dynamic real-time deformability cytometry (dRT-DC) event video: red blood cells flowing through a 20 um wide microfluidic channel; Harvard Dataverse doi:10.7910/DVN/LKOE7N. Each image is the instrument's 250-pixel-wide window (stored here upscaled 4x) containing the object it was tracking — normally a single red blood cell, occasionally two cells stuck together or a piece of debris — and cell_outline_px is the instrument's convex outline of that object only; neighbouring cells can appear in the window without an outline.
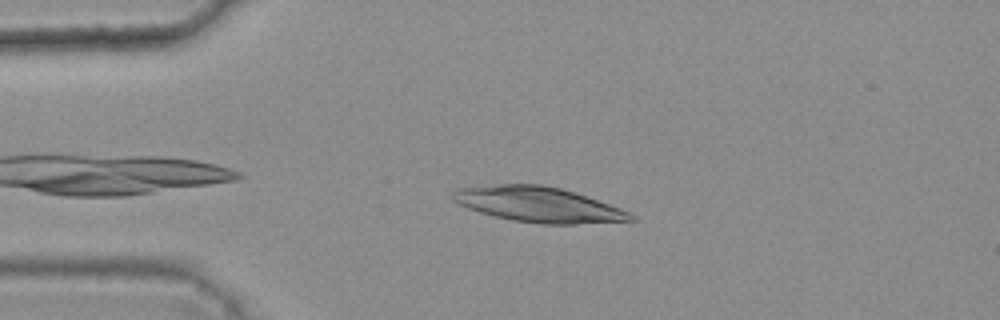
{"species": "common noctule bat (a hibernating species)", "species_latin": "Nyctalus noctula", "temperature_condition": "warm", "stored_images_in_passage": 3, "camera_frame_rate_fps": 3000, "um_per_image_px": 0.085, "animal": {"sex": "female", "body_mass_g": 25.1}, "frame": {"image": 1, "passage_image": 1, "time_ms": 0.0, "image_size_px": [1000, 320], "cell_outline_px": [[636, 220], [576, 224], [544, 224], [512, 220], [480, 212], [456, 204], [452, 200], [452, 192], [456, 188], [500, 184], [540, 184], [560, 188], [588, 196], [620, 208], [636, 216]], "centroid_in_image_um": [45.75, 17.38], "position_along_channel_um": 39.3, "area_um2": 36.47}}
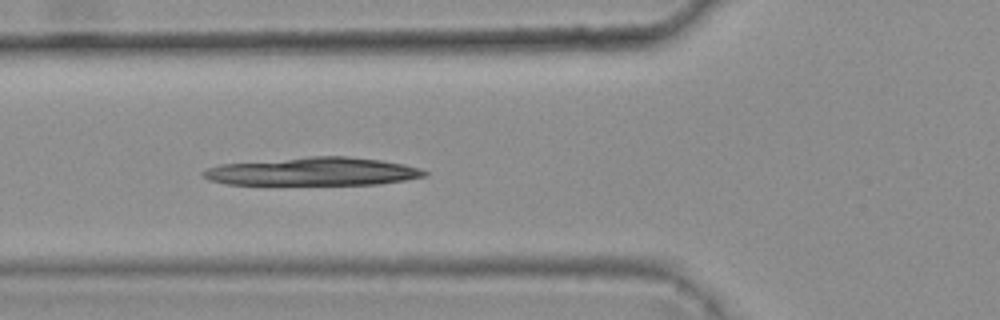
{"frame": {"image": 2, "passage_image": 3, "time_ms": 0.667, "image_size_px": [1000, 320], "cell_outline_px": [[428, 176], [380, 184], [224, 184], [208, 180], [200, 172], [208, 168], [220, 164], [312, 156], [348, 156], [380, 160], [404, 164], [420, 168], [428, 172]], "centroid_in_image_um": [26.62, 14.58], "position_along_channel_um": 99.2, "area_um2": 36.24}}